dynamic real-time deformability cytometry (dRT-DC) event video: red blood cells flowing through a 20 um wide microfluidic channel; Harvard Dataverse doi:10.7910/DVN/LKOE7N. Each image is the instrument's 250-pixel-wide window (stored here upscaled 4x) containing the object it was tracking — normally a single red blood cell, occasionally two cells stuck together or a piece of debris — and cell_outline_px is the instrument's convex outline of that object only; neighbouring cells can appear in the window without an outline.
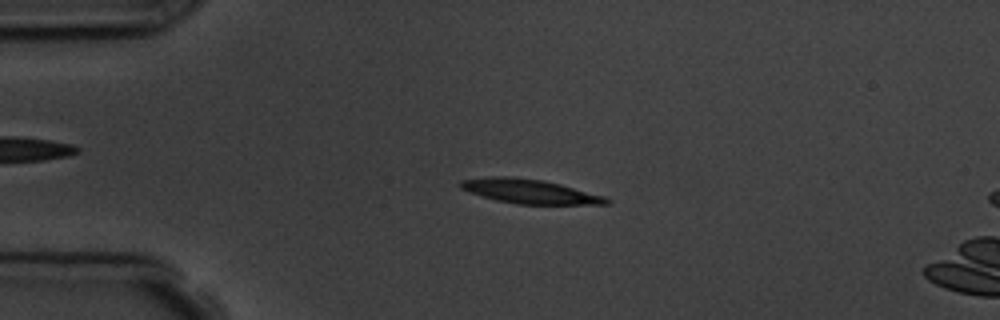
{"species": "common noctule bat (a hibernating species)", "species_latin": "Nyctalus noctula", "temperature_condition": "room temperature", "stored_images_in_passage": 4, "camera_frame_rate_fps": 3000, "um_per_image_px": 0.085, "animal": {"sex": "male", "body_mass_g": 19.5, "forearm_length_mm": 54.6}, "frame": {"image": 1, "passage_image": 2, "time_ms": 2.0, "image_size_px": [1000, 320], "cell_outline_px": [[612, 200], [608, 204], [516, 204], [496, 200], [468, 192], [460, 188], [460, 180], [488, 176], [512, 176], [540, 180], [560, 184], [604, 196]], "centroid_in_image_um": [44.98, 16.26], "position_along_channel_um": 40.0, "area_um2": 20.58}}